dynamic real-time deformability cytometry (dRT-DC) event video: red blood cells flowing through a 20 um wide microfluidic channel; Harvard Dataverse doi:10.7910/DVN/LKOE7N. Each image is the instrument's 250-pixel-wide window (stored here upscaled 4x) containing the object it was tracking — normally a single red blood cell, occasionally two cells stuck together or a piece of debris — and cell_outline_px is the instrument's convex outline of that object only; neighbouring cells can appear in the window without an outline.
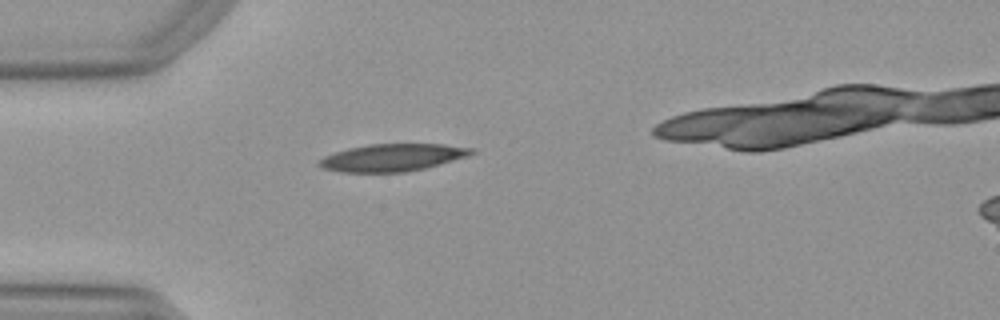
{"species": "Egyptian fruit bat (a non-hibernating species)", "species_latin": "Rousettus aegyptiacus", "temperature_condition": "warm", "stored_images_in_passage": 33, "camera_frame_rate_fps": 3000, "um_per_image_px": 0.085, "animal": {"sex": "female"}, "frame": {"image": 1, "passage_image": 1, "time_ms": 0.0, "image_size_px": [1000, 320], "cell_outline_px": [[476, 152], [468, 156], [440, 164], [424, 168], [404, 172], [340, 172], [320, 168], [316, 164], [324, 156], [348, 148], [368, 144], [444, 144], [476, 148]], "centroid_in_image_um": [33.36, 13.39], "position_along_channel_um": 51.6, "area_um2": 24.39}}
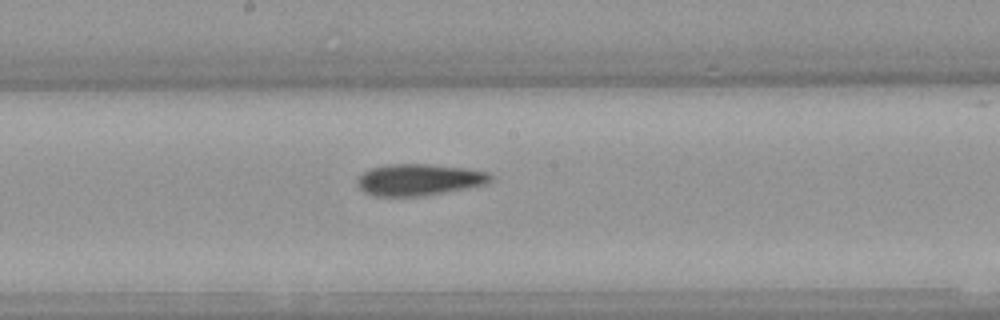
{"frame": {"image": 2, "passage_image": 14, "time_ms": 4.333, "image_size_px": [1000, 320], "cell_outline_px": [[492, 180], [484, 184], [468, 188], [420, 196], [376, 196], [364, 192], [356, 184], [356, 180], [364, 172], [372, 168], [384, 164], [432, 164], [464, 168], [488, 172], [492, 176]], "centroid_in_image_um": [35.6, 15.27], "position_along_channel_um": 212.6, "area_um2": 24.45}}
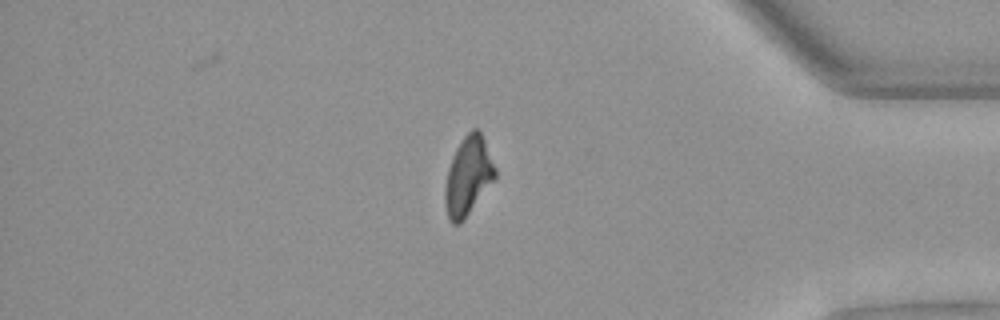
{"frame": {"image": 3, "passage_image": 30, "time_ms": 9.667, "image_size_px": [1000, 320], "cell_outline_px": [[496, 176], [464, 220], [460, 224], [452, 224], [448, 220], [444, 204], [444, 188], [448, 168], [452, 156], [456, 148], [464, 136], [472, 128], [476, 128], [480, 132], [484, 140], [496, 168]], "centroid_in_image_um": [39.75, 14.99], "position_along_channel_um": 395.4, "area_um2": 22.89}}